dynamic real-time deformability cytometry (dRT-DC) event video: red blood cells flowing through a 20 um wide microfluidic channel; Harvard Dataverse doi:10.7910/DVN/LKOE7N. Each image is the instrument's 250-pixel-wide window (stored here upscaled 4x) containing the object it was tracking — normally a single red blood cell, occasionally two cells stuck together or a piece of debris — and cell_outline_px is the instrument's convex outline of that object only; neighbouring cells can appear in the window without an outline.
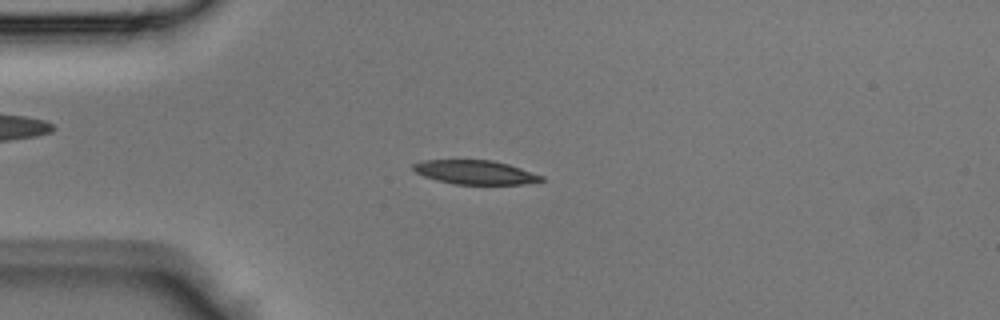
{"species": "Egyptian fruit bat (a non-hibernating species)", "species_latin": "Rousettus aegyptiacus", "temperature_condition": "room temperature", "stored_images_in_passage": 42, "camera_frame_rate_fps": 3000, "um_per_image_px": 0.085, "animal": {"sex": "male"}, "frame": {"image": 1, "passage_image": 10, "time_ms": 3.0, "image_size_px": [1000, 320], "cell_outline_px": [[544, 180], [524, 184], [456, 184], [436, 180], [424, 176], [416, 172], [412, 168], [412, 164], [420, 160], [492, 160], [508, 164], [544, 176]], "centroid_in_image_um": [40.37, 14.64], "position_along_channel_um": 44.6, "area_um2": 17.86}}
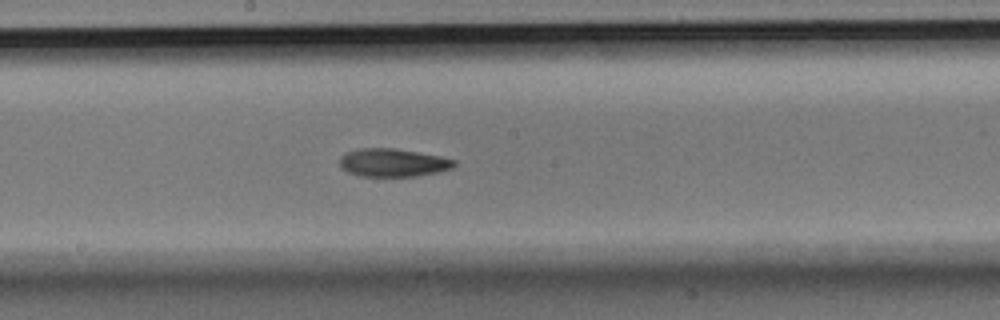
{"frame": {"image": 2, "passage_image": 22, "time_ms": 7.0, "image_size_px": [1000, 320], "cell_outline_px": [[456, 164], [452, 168], [440, 172], [416, 176], [360, 176], [348, 172], [340, 164], [340, 156], [344, 152], [356, 148], [396, 148], [440, 156], [456, 160]], "centroid_in_image_um": [33.4, 13.81], "position_along_channel_um": 214.8, "area_um2": 18.9}}
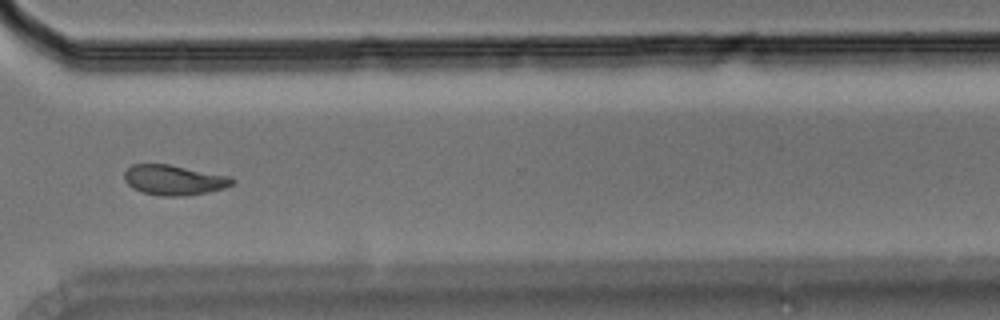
{"frame": {"image": 3, "passage_image": 31, "time_ms": 10.0, "image_size_px": [1000, 320], "cell_outline_px": [[236, 180], [232, 184], [224, 188], [208, 192], [184, 196], [160, 196], [144, 192], [132, 188], [124, 180], [124, 172], [132, 164], [168, 164], [232, 176]], "centroid_in_image_um": [14.8, 15.3], "position_along_channel_um": 355.8, "area_um2": 19.02}}